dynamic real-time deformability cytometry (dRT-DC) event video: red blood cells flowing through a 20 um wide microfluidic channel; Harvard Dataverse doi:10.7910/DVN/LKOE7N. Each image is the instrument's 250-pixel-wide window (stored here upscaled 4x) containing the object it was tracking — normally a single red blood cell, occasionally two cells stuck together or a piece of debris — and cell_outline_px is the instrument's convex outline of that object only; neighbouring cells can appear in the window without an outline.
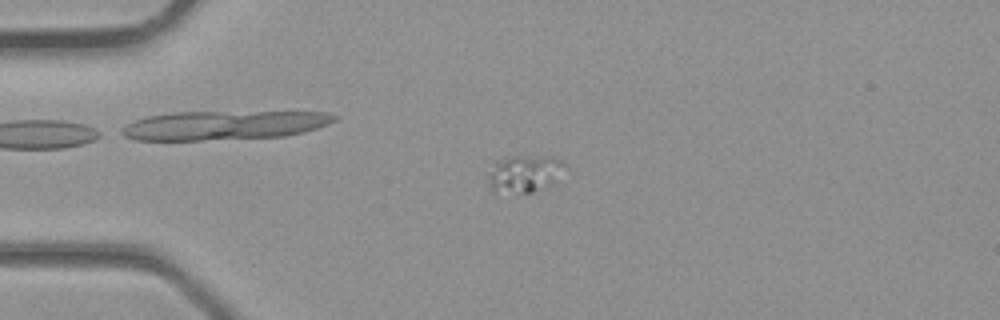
{"species": "common noctule bat (a hibernating species)", "species_latin": "Nyctalus noctula", "temperature_condition": "room temperature", "stored_images_in_passage": 2, "camera_frame_rate_fps": 3000, "um_per_image_px": 0.085, "animal": {"sex": "male", "body_mass_g": 23.1, "forearm_length_mm": 52.7}, "frame": {"image": 1, "passage_image": 2, "time_ms": 0.333, "image_size_px": [1000, 320], "cell_outline_px": [[568, 168], [552, 184], [532, 192], [492, 192], [488, 180], [488, 172], [492, 160], [512, 156], [552, 156], [560, 160]], "centroid_in_image_um": [44.55, 14.73], "position_along_channel_um": 40.4, "area_um2": 17.05}}